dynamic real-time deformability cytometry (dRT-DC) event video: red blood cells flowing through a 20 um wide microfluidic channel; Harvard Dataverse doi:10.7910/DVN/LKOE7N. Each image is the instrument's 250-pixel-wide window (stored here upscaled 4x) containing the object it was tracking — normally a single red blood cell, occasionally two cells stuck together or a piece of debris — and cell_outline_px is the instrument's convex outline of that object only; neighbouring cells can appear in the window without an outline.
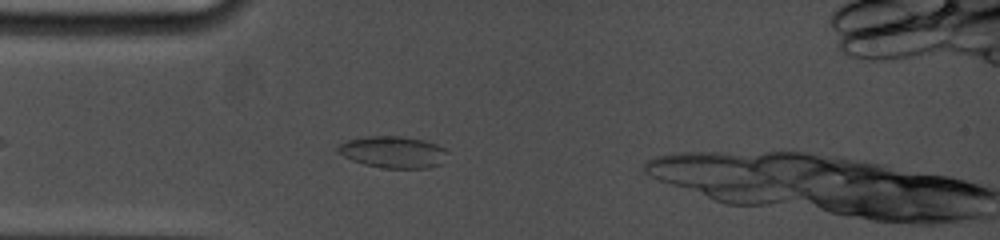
{"species": "common noctule bat (a hibernating species)", "species_latin": "Nyctalus noctula", "temperature_condition": "cold", "stored_images_in_passage": 26, "camera_frame_rate_fps": 5000, "um_per_image_px": 0.085, "animal": {"sex": "female", "body_mass_g": 19.0, "forearm_length_mm": 53.3}, "frame": {"image": 1, "passage_image": 4, "time_ms": 1.4, "image_size_px": [1000, 240], "cell_outline_px": [[448, 152], [440, 164], [428, 168], [384, 168], [364, 164], [352, 160], [336, 152], [336, 148], [340, 144], [348, 140], [368, 136], [404, 136], [424, 140], [436, 144], [444, 148]], "centroid_in_image_um": [33.4, 12.92], "position_along_channel_um": 51.6, "area_um2": 20.23}}
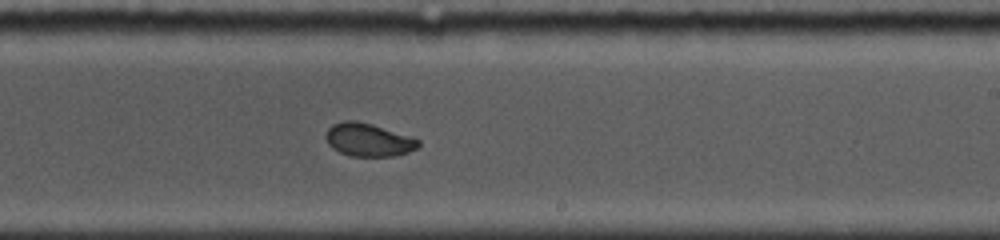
{"frame": {"image": 2, "passage_image": 15, "time_ms": 7.0, "image_size_px": [1000, 240], "cell_outline_px": [[420, 144], [416, 148], [408, 152], [396, 156], [352, 156], [340, 152], [332, 148], [328, 144], [324, 136], [328, 128], [332, 124], [344, 120], [356, 120], [372, 124], [412, 136], [420, 140]], "centroid_in_image_um": [31.31, 11.87], "position_along_channel_um": 257.7, "area_um2": 18.03}}
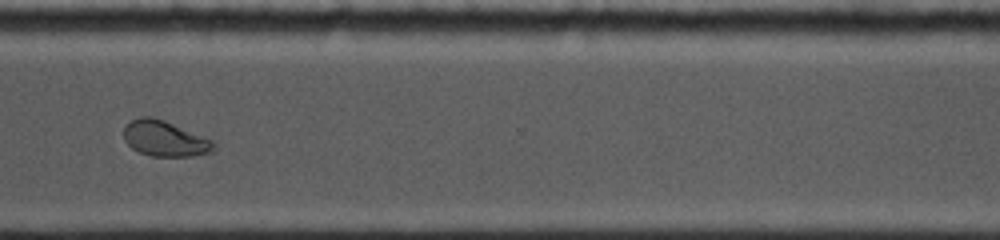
{"frame": {"image": 3, "passage_image": 21, "time_ms": 9.6, "image_size_px": [1000, 240], "cell_outline_px": [[216, 148], [212, 152], [192, 156], [152, 156], [140, 152], [132, 148], [124, 140], [124, 128], [132, 120], [140, 116], [152, 116], [164, 120], [208, 136], [212, 140]], "centroid_in_image_um": [14.06, 11.77], "position_along_channel_um": 356.5, "area_um2": 18.9}}